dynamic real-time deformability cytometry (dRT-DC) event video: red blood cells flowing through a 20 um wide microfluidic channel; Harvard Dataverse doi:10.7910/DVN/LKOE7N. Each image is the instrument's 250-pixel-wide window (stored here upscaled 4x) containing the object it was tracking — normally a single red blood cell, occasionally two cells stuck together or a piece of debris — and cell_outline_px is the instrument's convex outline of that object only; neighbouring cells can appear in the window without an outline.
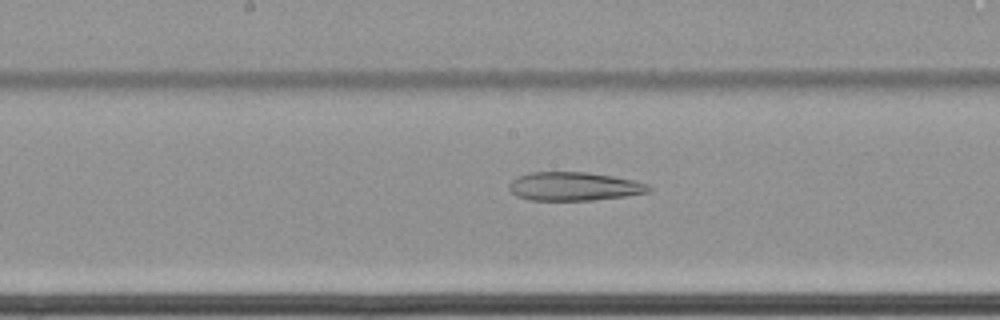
{"species": "common noctule bat (a hibernating species)", "species_latin": "Nyctalus noctula", "temperature_condition": "cold", "stored_images_in_passage": 63, "camera_frame_rate_fps": 3000, "um_per_image_px": 0.085, "animal": {"sex": "female", "body_mass_g": 22.7, "forearm_length_mm": 54.2}, "frame": {"image": 1, "passage_image": 35, "time_ms": 11.333, "image_size_px": [1000, 320], "cell_outline_px": [[652, 188], [648, 192], [624, 196], [592, 200], [528, 200], [516, 196], [508, 188], [508, 184], [516, 176], [528, 172], [584, 172], [612, 176], [632, 180], [648, 184]], "centroid_in_image_um": [48.73, 15.84], "position_along_channel_um": 199.5, "area_um2": 23.24}}
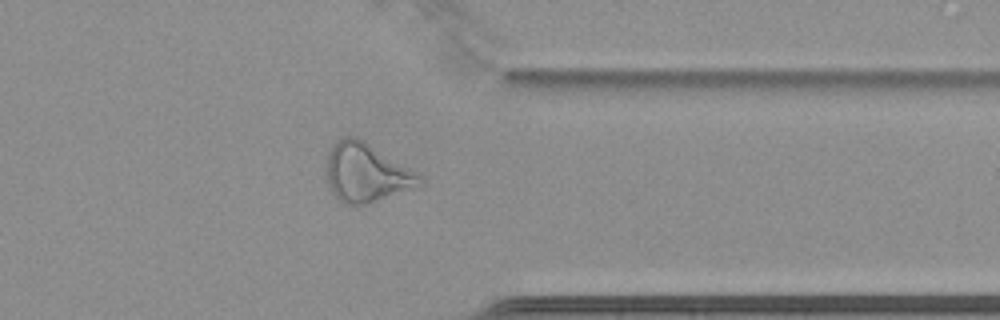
{"frame": {"image": 2, "passage_image": 51, "time_ms": 16.667, "image_size_px": [1000, 320], "cell_outline_px": [[424, 184], [364, 204], [344, 204], [332, 192], [328, 184], [324, 168], [328, 152], [332, 144], [344, 136], [356, 136], [420, 176], [424, 180]], "centroid_in_image_um": [31.04, 14.67], "position_along_channel_um": 380.4, "area_um2": 31.15}}
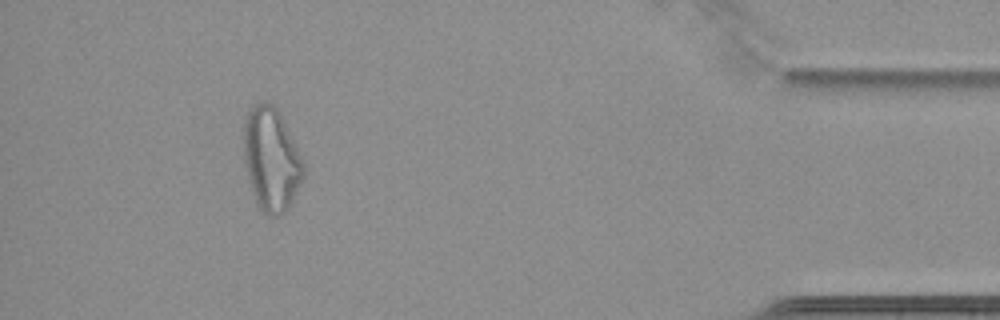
{"frame": {"image": 3, "passage_image": 58, "time_ms": 19.0, "image_size_px": [1000, 320], "cell_outline_px": [[304, 176], [292, 200], [284, 212], [276, 216], [268, 216], [256, 204], [248, 180], [244, 164], [244, 116], [252, 104], [272, 104], [280, 112], [304, 164]], "centroid_in_image_um": [23.03, 13.54], "position_along_channel_um": 412.2, "area_um2": 35.78}}